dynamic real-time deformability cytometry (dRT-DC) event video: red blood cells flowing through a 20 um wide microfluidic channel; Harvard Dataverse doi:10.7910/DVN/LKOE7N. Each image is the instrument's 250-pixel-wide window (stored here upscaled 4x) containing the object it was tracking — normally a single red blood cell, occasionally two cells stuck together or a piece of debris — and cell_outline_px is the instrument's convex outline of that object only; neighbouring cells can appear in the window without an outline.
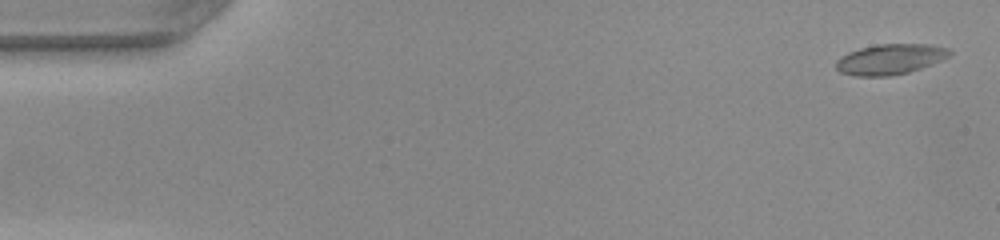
{"species": "common noctule bat (a hibernating species)", "species_latin": "Nyctalus noctula", "temperature_condition": "warm", "stored_images_in_passage": 49, "camera_frame_rate_fps": 3000, "um_per_image_px": 0.085, "animal": {"sex": "female", "body_mass_g": 22.0, "forearm_length_mm": 56.7}, "frame": {"image": 1, "passage_image": 1, "time_ms": 0.0, "image_size_px": [1000, 240], "cell_outline_px": [[952, 52], [944, 60], [908, 72], [892, 76], [852, 76], [840, 72], [836, 68], [836, 60], [840, 56], [848, 52], [860, 48], [876, 44], [928, 44], [948, 48]], "centroid_in_image_um": [75.64, 5.04], "position_along_channel_um": 9.4, "area_um2": 20.29}}
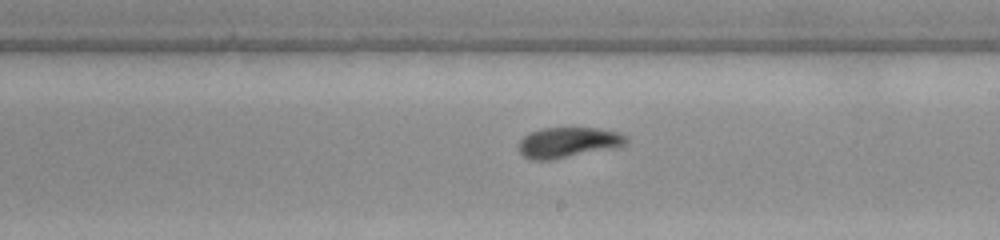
{"frame": {"image": 2, "passage_image": 28, "time_ms": 9.0, "image_size_px": [1000, 240], "cell_outline_px": [[628, 144], [620, 148], [548, 160], [532, 160], [524, 156], [520, 152], [520, 140], [528, 132], [544, 128], [596, 128], [620, 132], [628, 136]], "centroid_in_image_um": [48.38, 12.11], "position_along_channel_um": 240.6, "area_um2": 19.36}}
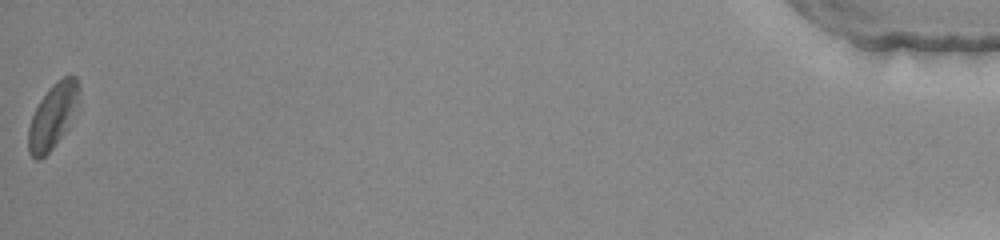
{"frame": {"image": 3, "passage_image": 49, "time_ms": 16.0, "image_size_px": [1000, 240], "cell_outline_px": [[80, 100], [64, 132], [52, 148], [40, 160], [36, 160], [28, 152], [28, 128], [32, 116], [40, 100], [52, 84], [64, 76], [76, 76], [80, 84]], "centroid_in_image_um": [4.49, 9.84], "position_along_channel_um": 430.7, "area_um2": 18.96}, "authors_computed_cell_mechanics": {"area_um2": 18.6694, "velocity_mm_per_s": 4.1343, "shape_relaxation_time_tau1_ms": 2.3033, "shape_relaxation_time_tau2_ms": 3.4663, "deformation_change_tau1": 0.1198, "deformation_change_tau2": 0.0995}}